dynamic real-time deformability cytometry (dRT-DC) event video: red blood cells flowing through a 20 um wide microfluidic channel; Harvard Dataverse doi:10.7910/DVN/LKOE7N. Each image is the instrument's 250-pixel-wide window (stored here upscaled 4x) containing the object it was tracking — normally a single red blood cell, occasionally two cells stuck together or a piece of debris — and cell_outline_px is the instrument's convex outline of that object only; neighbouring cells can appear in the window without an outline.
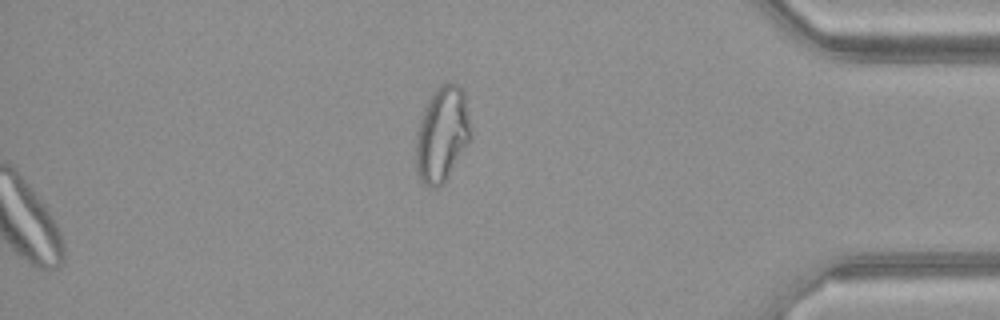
{"species": "common noctule bat (a hibernating species)", "species_latin": "Nyctalus noctula", "temperature_condition": "warm", "stored_images_in_passage": 46, "segment_of_instrument_passage": [2, 2], "camera_frame_rate_fps": 3000, "um_per_image_px": 0.085, "animal": {"sex": "female", "body_mass_g": 21.9}, "frame": {"image": 1, "passage_image": 46, "time_ms": 15.0, "image_size_px": [1000, 320], "cell_outline_px": [[472, 136], [444, 184], [436, 188], [428, 188], [420, 180], [416, 172], [416, 132], [424, 108], [428, 100], [436, 88], [440, 84], [448, 80], [452, 80], [460, 84], [464, 92], [472, 128]], "centroid_in_image_um": [37.59, 11.39], "position_along_channel_um": 397.6, "area_um2": 31.15}}